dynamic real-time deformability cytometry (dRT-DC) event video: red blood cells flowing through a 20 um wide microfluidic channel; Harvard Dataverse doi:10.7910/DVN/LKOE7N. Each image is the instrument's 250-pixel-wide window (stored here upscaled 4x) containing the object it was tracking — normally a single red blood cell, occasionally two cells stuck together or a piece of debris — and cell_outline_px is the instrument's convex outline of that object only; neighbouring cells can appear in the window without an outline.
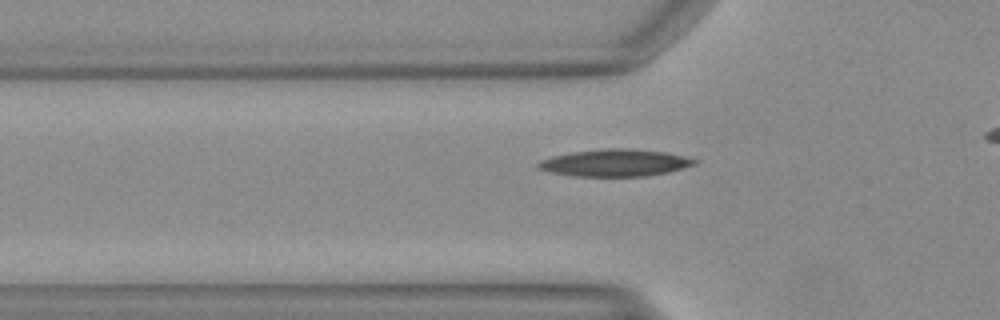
{"species": "Egyptian fruit bat (a non-hibernating species)", "species_latin": "Rousettus aegyptiacus", "temperature_condition": "warm", "stored_images_in_passage": 39, "camera_frame_rate_fps": 3000, "um_per_image_px": 0.085, "animal": {"sex": "female"}, "frame": {"image": 1, "passage_image": 12, "time_ms": 3.667, "image_size_px": [1000, 320], "cell_outline_px": [[700, 160], [696, 164], [668, 172], [644, 176], [576, 176], [552, 172], [540, 168], [536, 164], [540, 160], [552, 156], [572, 152], [600, 148], [628, 148], [664, 152], [684, 156]], "centroid_in_image_um": [52.3, 13.83], "position_along_channel_um": 73.5, "area_um2": 24.57}}
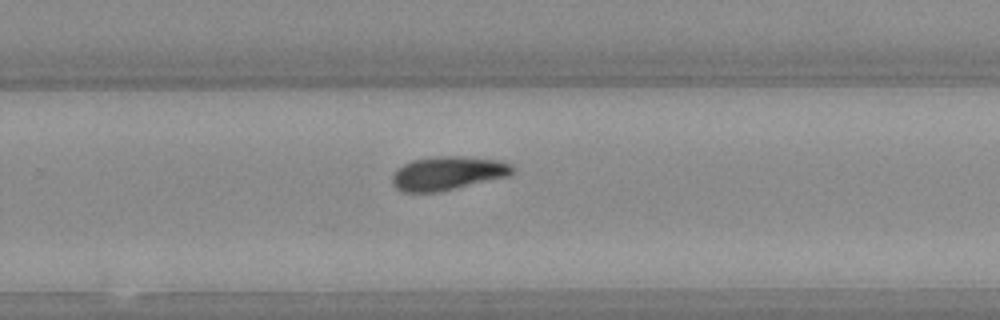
{"frame": {"image": 2, "passage_image": 28, "time_ms": 9.0, "image_size_px": [1000, 320], "cell_outline_px": [[512, 172], [508, 176], [436, 192], [404, 192], [396, 188], [392, 184], [392, 176], [396, 168], [412, 160], [436, 156], [460, 156], [500, 160], [512, 164]], "centroid_in_image_um": [38.01, 14.71], "position_along_channel_um": 291.8, "area_um2": 23.41}}
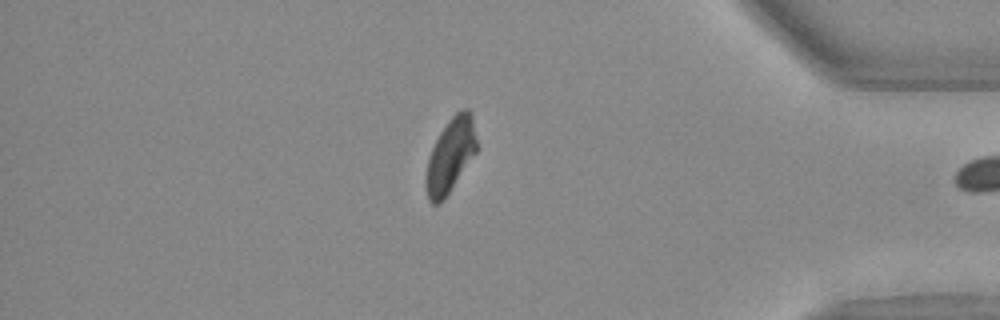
{"frame": {"image": 3, "passage_image": 38, "time_ms": 12.333, "image_size_px": [1000, 320], "cell_outline_px": [[476, 152], [444, 200], [436, 204], [432, 204], [428, 200], [424, 184], [424, 176], [428, 160], [432, 148], [440, 132], [448, 120], [456, 112], [464, 108], [468, 108], [472, 112], [476, 140]], "centroid_in_image_um": [38.26, 13.22], "position_along_channel_um": 396.9, "area_um2": 21.96}}